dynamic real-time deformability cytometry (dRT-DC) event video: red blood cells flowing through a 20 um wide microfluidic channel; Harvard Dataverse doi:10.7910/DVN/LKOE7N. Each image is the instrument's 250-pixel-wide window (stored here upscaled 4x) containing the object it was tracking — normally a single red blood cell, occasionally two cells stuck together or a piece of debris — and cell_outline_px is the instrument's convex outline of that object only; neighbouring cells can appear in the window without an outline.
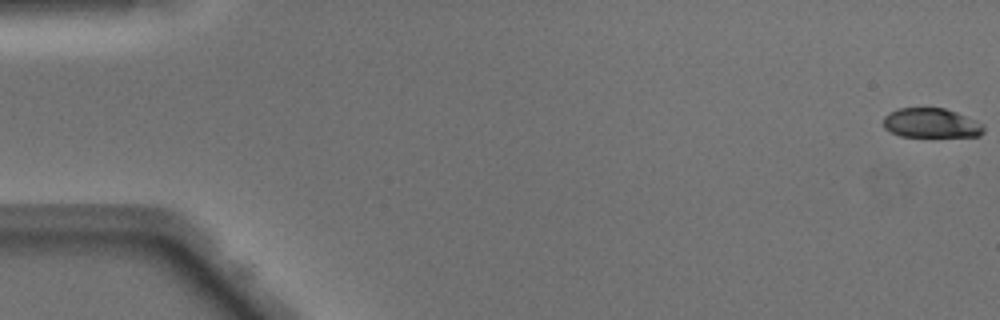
{"species": "Egyptian fruit bat (a non-hibernating species)", "species_latin": "Rousettus aegyptiacus", "temperature_condition": "warm", "stored_images_in_passage": 44, "camera_frame_rate_fps": 3000, "um_per_image_px": 0.085, "animal": {"sex": "male"}, "frame": {"image": 1, "passage_image": 1, "time_ms": 0.0, "image_size_px": [1000, 320], "cell_outline_px": [[984, 132], [980, 136], [900, 136], [884, 128], [884, 116], [900, 108], [944, 108], [956, 112], [984, 124]], "centroid_in_image_um": [79.18, 10.46], "position_along_channel_um": 5.8, "area_um2": 17.05}}
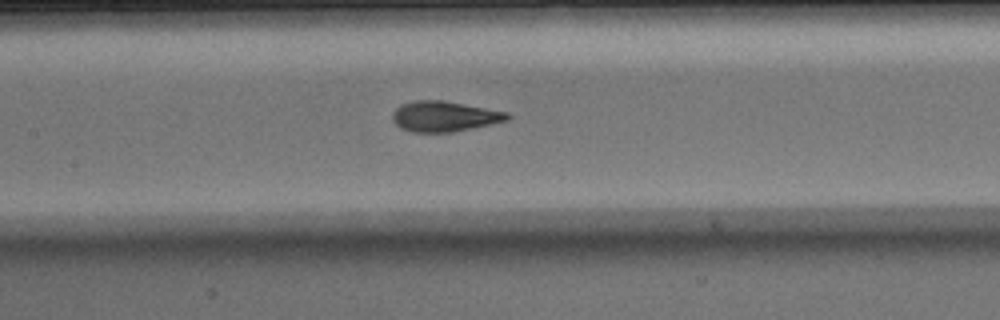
{"frame": {"image": 2, "passage_image": 24, "time_ms": 7.667, "image_size_px": [1000, 320], "cell_outline_px": [[512, 116], [508, 120], [452, 132], [412, 132], [400, 128], [392, 120], [392, 112], [396, 108], [404, 104], [416, 100], [444, 100], [508, 112]], "centroid_in_image_um": [37.76, 9.89], "position_along_channel_um": 169.6, "area_um2": 20.29}}
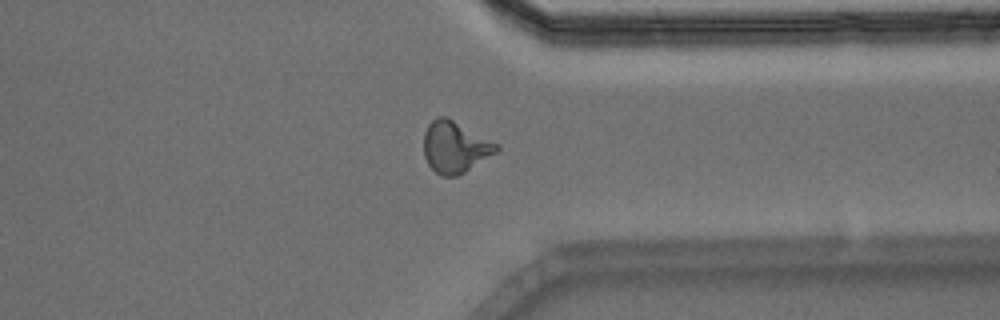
{"frame": {"image": 3, "passage_image": 39, "time_ms": 12.667, "image_size_px": [1000, 320], "cell_outline_px": [[500, 148], [496, 152], [464, 172], [456, 176], [440, 176], [428, 164], [424, 156], [424, 132], [428, 124], [436, 116], [444, 116], [500, 144]], "centroid_in_image_um": [38.66, 12.49], "position_along_channel_um": 372.7, "area_um2": 21.62}}